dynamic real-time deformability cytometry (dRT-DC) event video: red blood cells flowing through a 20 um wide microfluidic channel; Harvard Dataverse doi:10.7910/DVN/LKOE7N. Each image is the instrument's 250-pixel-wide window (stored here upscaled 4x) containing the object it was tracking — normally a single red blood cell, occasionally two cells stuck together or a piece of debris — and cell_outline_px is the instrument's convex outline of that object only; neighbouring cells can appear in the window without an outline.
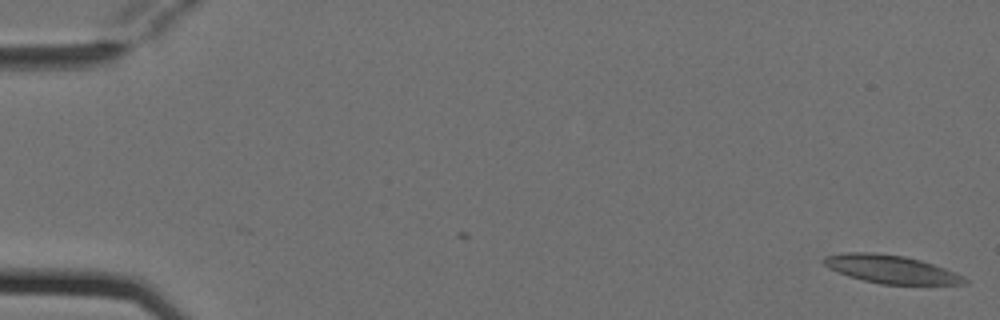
{"species": "Egyptian fruit bat (a non-hibernating species)", "species_latin": "Rousettus aegyptiacus", "temperature_condition": "cold", "stored_images_in_passage": 2, "camera_frame_rate_fps": 3000, "um_per_image_px": 0.085, "animal": {"sex": "female"}, "frame": {"image": 1, "passage_image": 2, "time_ms": 0.333, "image_size_px": [1000, 320], "cell_outline_px": [[968, 284], [880, 284], [848, 276], [828, 268], [824, 264], [824, 256], [844, 252], [872, 252], [904, 256], [920, 260], [956, 272], [964, 276], [968, 280]], "centroid_in_image_um": [75.74, 22.88], "position_along_channel_um": 9.3, "area_um2": 23.0}}